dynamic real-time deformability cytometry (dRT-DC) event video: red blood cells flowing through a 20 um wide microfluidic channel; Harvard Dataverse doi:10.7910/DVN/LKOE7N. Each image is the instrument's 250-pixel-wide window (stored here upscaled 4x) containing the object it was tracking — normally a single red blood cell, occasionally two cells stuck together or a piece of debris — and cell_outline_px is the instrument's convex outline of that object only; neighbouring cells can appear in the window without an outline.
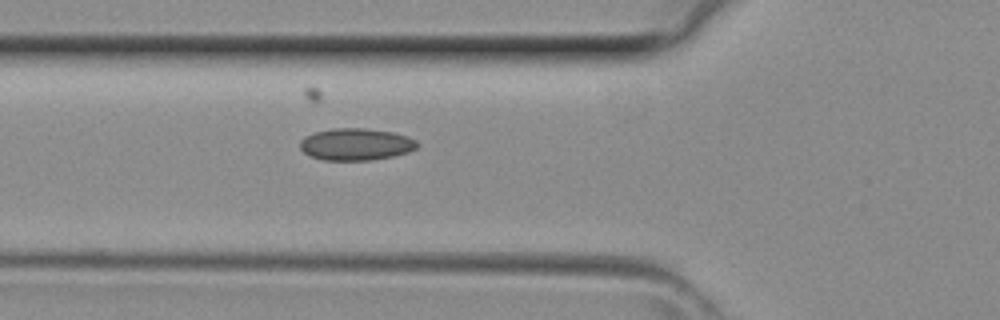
{"species": "common noctule bat (a hibernating species)", "species_latin": "Nyctalus noctula", "temperature_condition": "room temperature", "stored_images_in_passage": 29, "camera_frame_rate_fps": 3000, "um_per_image_px": 0.085, "animal": {"sex": "female", "body_mass_g": 29.2, "forearm_length_mm": 56.3}, "frame": {"image": 1, "passage_image": 2, "time_ms": 0.333, "image_size_px": [1000, 320], "cell_outline_px": [[420, 144], [416, 148], [408, 152], [392, 156], [368, 160], [324, 160], [312, 156], [304, 152], [300, 148], [300, 140], [304, 136], [316, 132], [332, 128], [364, 128], [392, 132], [408, 136], [416, 140]], "centroid_in_image_um": [30.26, 12.26], "position_along_channel_um": 95.5, "area_um2": 21.79}}
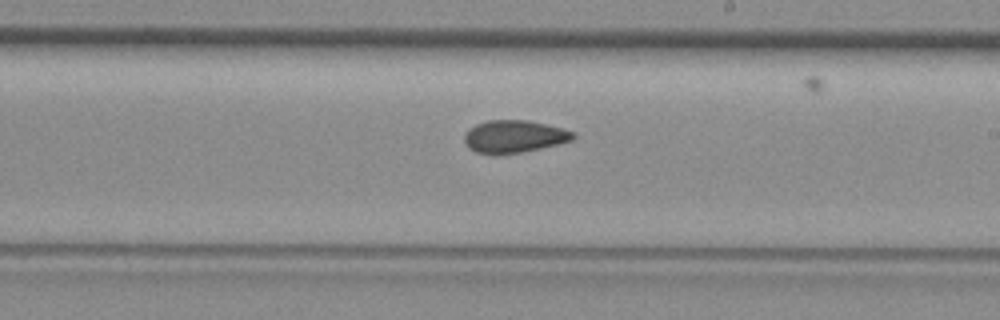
{"frame": {"image": 2, "passage_image": 11, "time_ms": 3.333, "image_size_px": [1000, 320], "cell_outline_px": [[576, 136], [572, 140], [560, 144], [520, 152], [476, 152], [468, 148], [464, 140], [464, 136], [476, 124], [488, 120], [528, 120], [576, 132]], "centroid_in_image_um": [43.75, 11.58], "position_along_channel_um": 245.3, "area_um2": 20.0}}
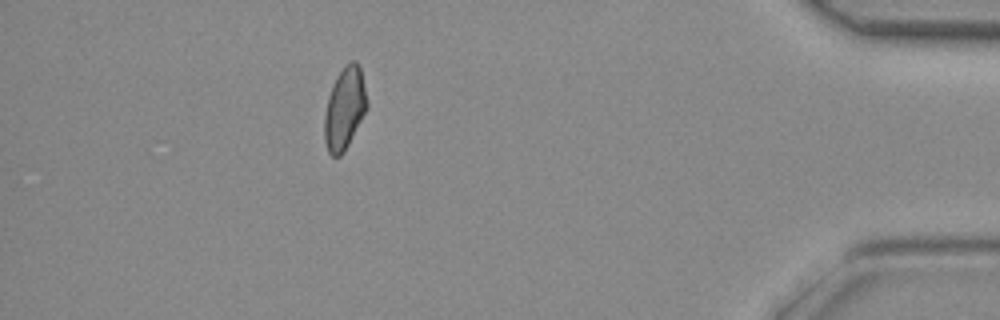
{"frame": {"image": 3, "passage_image": 24, "time_ms": 7.667, "image_size_px": [1000, 320], "cell_outline_px": [[368, 104], [344, 152], [340, 156], [332, 156], [328, 152], [324, 140], [324, 116], [328, 96], [332, 84], [336, 76], [344, 64], [352, 60], [356, 60], [360, 68]], "centroid_in_image_um": [29.26, 9.19], "position_along_channel_um": 405.9, "area_um2": 20.17}}